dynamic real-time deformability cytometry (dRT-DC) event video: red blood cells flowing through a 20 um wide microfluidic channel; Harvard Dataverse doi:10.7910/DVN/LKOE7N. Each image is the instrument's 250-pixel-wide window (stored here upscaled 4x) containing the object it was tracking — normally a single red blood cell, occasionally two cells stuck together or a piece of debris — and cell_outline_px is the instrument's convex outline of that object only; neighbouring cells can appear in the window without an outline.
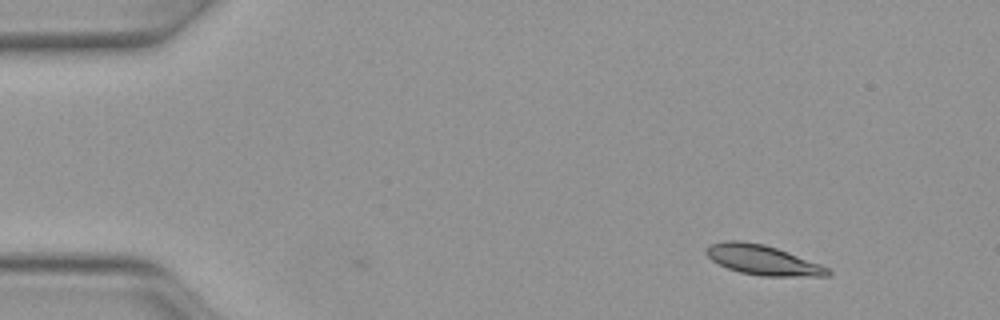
{"species": "Egyptian fruit bat (a non-hibernating species)", "species_latin": "Rousettus aegyptiacus", "temperature_condition": "warm", "stored_images_in_passage": 45, "camera_frame_rate_fps": 3000, "um_per_image_px": 0.085, "animal": {"sex": "female"}, "frame": {"image": 1, "passage_image": 1, "time_ms": 0.0, "image_size_px": [1000, 320], "cell_outline_px": [[832, 272], [828, 276], [760, 276], [740, 272], [728, 268], [712, 260], [704, 252], [704, 248], [708, 244], [728, 240], [740, 240], [764, 244], [776, 248], [820, 264], [828, 268]], "centroid_in_image_um": [64.79, 22.09], "position_along_channel_um": 20.2, "area_um2": 21.1}}
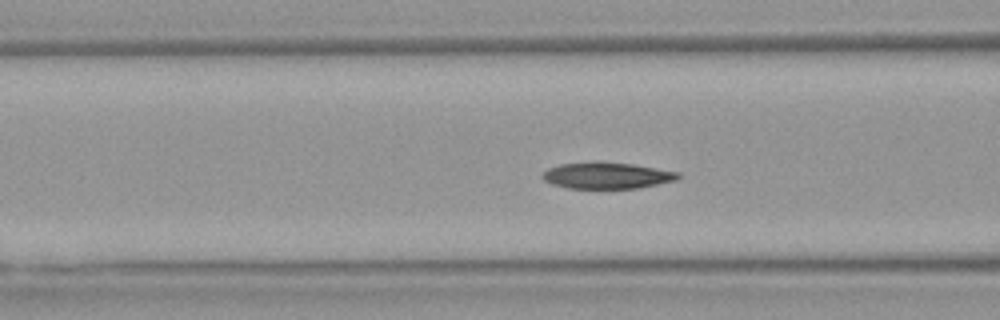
{"frame": {"image": 2, "passage_image": 15, "time_ms": 4.667, "image_size_px": [1000, 320], "cell_outline_px": [[680, 176], [676, 180], [640, 188], [568, 188], [552, 184], [544, 180], [540, 176], [548, 168], [560, 164], [596, 160], [632, 164], [680, 172]], "centroid_in_image_um": [51.56, 14.9], "position_along_channel_um": 115.0, "area_um2": 21.1}}
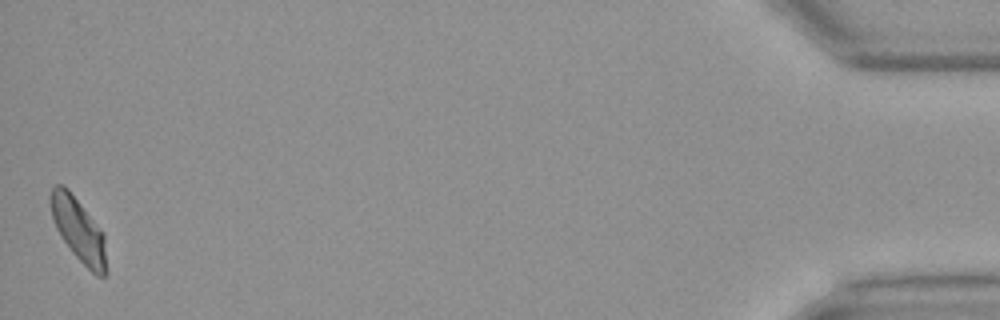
{"frame": {"image": 3, "passage_image": 45, "time_ms": 14.667, "image_size_px": [1000, 320], "cell_outline_px": [[104, 276], [96, 276], [72, 252], [56, 228], [52, 216], [48, 196], [52, 188], [56, 184], [64, 184], [68, 188], [104, 232]], "centroid_in_image_um": [6.62, 19.44], "position_along_channel_um": 428.6, "area_um2": 20.29}, "authors_computed_cell_mechanics": {"area_um2": 20.8658, "velocity_mm_per_s": 4.0787, "shape_relaxation_time_tau1_ms": 4.1848, "shape_relaxation_time_tau2_ms": 2.1895, "deformation_change_tau1": 0.149, "deformation_change_tau2": 0.0599}}